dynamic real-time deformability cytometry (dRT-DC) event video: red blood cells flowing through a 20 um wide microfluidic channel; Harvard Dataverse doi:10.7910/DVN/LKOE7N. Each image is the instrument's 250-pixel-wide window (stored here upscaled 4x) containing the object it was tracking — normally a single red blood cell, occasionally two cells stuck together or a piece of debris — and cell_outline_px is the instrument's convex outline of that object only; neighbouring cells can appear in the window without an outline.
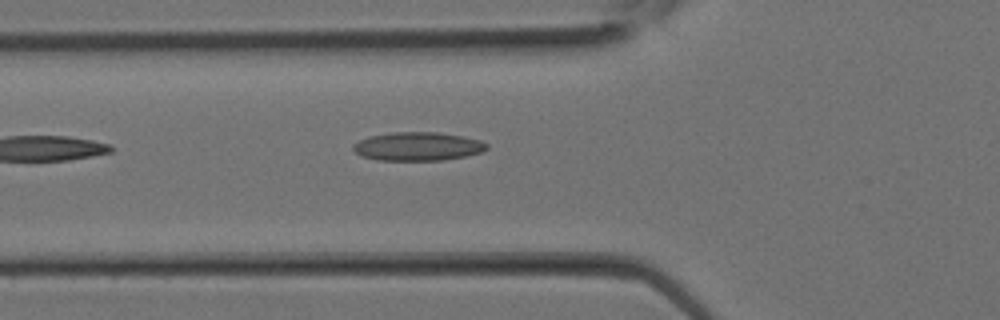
{"species": "Egyptian fruit bat (a non-hibernating species)", "species_latin": "Rousettus aegyptiacus", "temperature_condition": "room temperature", "stored_images_in_passage": 3, "camera_frame_rate_fps": 3000, "um_per_image_px": 0.085, "animal": {"sex": "female"}, "frame": {"image": 1, "passage_image": 3, "time_ms": 0.667, "image_size_px": [1000, 320], "cell_outline_px": [[488, 148], [480, 152], [464, 156], [444, 160], [376, 160], [360, 156], [352, 148], [352, 144], [368, 136], [396, 132], [436, 132], [460, 136], [480, 140], [488, 144]], "centroid_in_image_um": [35.47, 12.45], "position_along_channel_um": 90.3, "area_um2": 22.14}}